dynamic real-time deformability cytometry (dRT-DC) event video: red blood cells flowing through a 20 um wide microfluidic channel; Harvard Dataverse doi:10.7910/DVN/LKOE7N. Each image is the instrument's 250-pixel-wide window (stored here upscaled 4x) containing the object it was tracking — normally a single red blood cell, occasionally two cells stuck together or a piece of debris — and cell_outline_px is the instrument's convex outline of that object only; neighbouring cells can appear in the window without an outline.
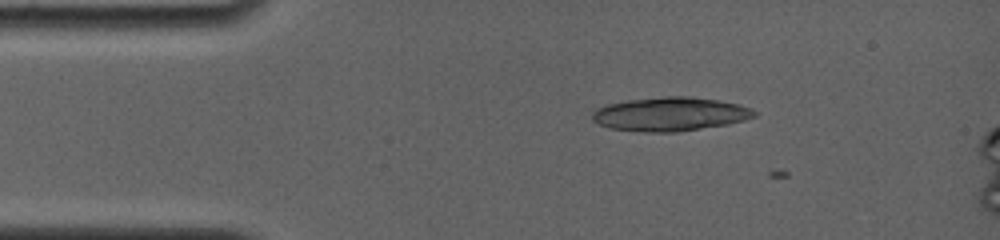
{"species": "common noctule bat (a hibernating species)", "species_latin": "Nyctalus noctula", "temperature_condition": "room temperature", "stored_images_in_passage": 3, "camera_frame_rate_fps": 4000, "um_per_image_px": 0.085, "animal": {"sex": "female", "body_mass_g": 19.0, "forearm_length_mm": 56.7}, "frame": {"image": 1, "passage_image": 1, "time_ms": 0.0, "image_size_px": [1000, 240], "cell_outline_px": [[756, 116], [744, 120], [728, 124], [676, 132], [644, 132], [612, 128], [600, 124], [592, 120], [592, 112], [596, 108], [608, 104], [628, 100], [660, 96], [692, 96], [720, 100], [736, 104], [748, 108], [756, 112]], "centroid_in_image_um": [56.94, 9.69], "position_along_channel_um": 28.1, "area_um2": 31.85}}